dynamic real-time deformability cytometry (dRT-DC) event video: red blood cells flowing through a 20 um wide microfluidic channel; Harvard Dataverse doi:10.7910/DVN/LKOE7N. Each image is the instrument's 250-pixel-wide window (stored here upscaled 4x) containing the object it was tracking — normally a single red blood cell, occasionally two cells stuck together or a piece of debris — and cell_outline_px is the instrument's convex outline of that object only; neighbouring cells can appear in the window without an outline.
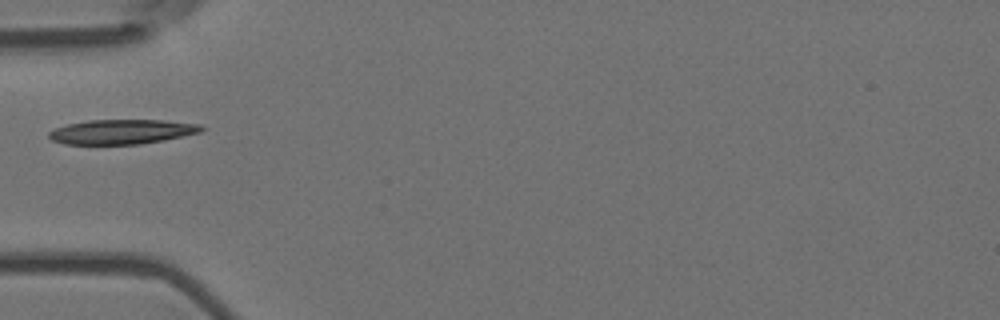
{"species": "Egyptian fruit bat (a non-hibernating species)", "species_latin": "Rousettus aegyptiacus", "temperature_condition": "room temperature", "stored_images_in_passage": 13, "camera_frame_rate_fps": 3000, "um_per_image_px": 0.085, "animal": {"sex": "female"}, "frame": {"image": 1, "passage_image": 1, "time_ms": 0.0, "image_size_px": [1000, 320], "cell_outline_px": [[204, 128], [200, 132], [164, 140], [140, 144], [64, 144], [52, 140], [48, 136], [48, 132], [56, 128], [68, 124], [88, 120], [164, 120], [200, 124]], "centroid_in_image_um": [10.35, 11.2], "position_along_channel_um": 74.7, "area_um2": 21.79}}
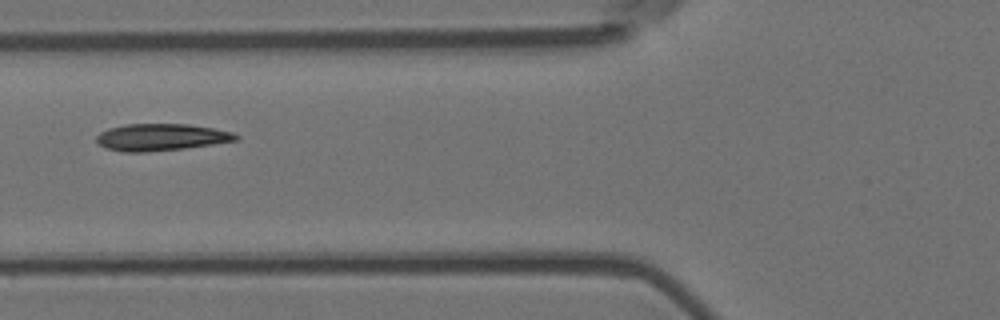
{"frame": {"image": 2, "passage_image": 4, "time_ms": 1.0, "image_size_px": [1000, 320], "cell_outline_px": [[240, 136], [236, 140], [212, 144], [184, 148], [144, 152], [124, 152], [104, 148], [96, 140], [96, 136], [100, 132], [108, 128], [124, 124], [188, 124], [212, 128], [232, 132]], "centroid_in_image_um": [13.64, 11.66], "position_along_channel_um": 112.2, "area_um2": 21.79}}
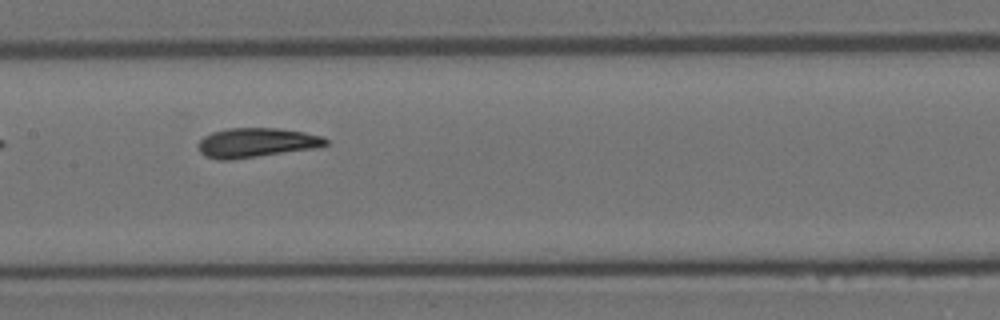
{"frame": {"image": 3, "passage_image": 10, "time_ms": 3.0, "image_size_px": [1000, 320], "cell_outline_px": [[328, 144], [320, 148], [228, 160], [216, 160], [204, 156], [200, 152], [196, 144], [204, 136], [212, 132], [228, 128], [276, 128], [304, 132], [320, 136], [328, 140]], "centroid_in_image_um": [21.77, 12.13], "position_along_channel_um": 185.6, "area_um2": 22.08}}